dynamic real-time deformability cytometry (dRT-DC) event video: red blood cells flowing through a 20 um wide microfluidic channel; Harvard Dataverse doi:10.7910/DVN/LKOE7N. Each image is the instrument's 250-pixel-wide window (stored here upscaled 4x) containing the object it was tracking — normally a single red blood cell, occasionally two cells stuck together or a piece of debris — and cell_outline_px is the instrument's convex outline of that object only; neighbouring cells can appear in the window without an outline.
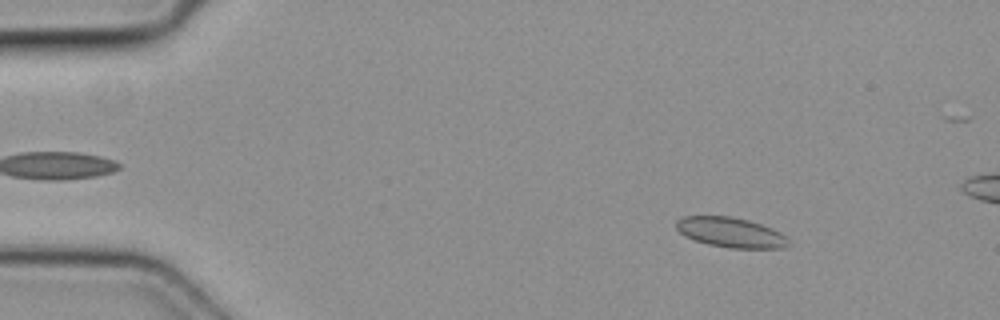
{"species": "common noctule bat (a hibernating species)", "species_latin": "Nyctalus noctula", "temperature_condition": "cold", "stored_images_in_passage": 16, "camera_frame_rate_fps": 3000, "um_per_image_px": 0.085, "animal": {"sex": "female", "body_mass_g": 19.3, "forearm_length_mm": 54.1}, "frame": {"image": 1, "passage_image": 7, "time_ms": 2.0, "image_size_px": [1000, 320], "cell_outline_px": [[792, 244], [784, 248], [728, 248], [708, 244], [684, 236], [676, 228], [676, 220], [684, 216], [732, 216], [748, 220], [772, 228], [788, 236]], "centroid_in_image_um": [62.16, 19.76], "position_along_channel_um": 22.8, "area_um2": 19.83}}